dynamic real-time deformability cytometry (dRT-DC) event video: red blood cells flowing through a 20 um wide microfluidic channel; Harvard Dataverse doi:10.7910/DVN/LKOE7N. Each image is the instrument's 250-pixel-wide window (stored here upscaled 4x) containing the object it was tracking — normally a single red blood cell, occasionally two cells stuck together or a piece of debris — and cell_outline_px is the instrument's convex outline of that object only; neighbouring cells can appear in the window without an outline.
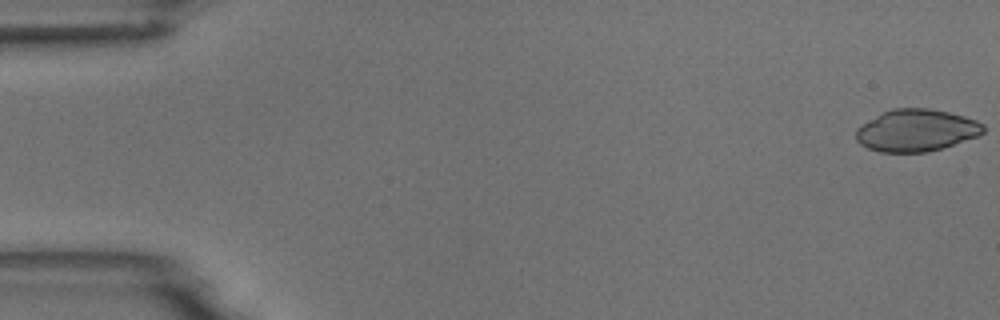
{"species": "common noctule bat (a hibernating species)", "species_latin": "Nyctalus noctula", "temperature_condition": "room temperature", "stored_images_in_passage": 5, "camera_frame_rate_fps": 3000, "um_per_image_px": 0.085, "animal": {"sex": "male", "body_mass_g": 18.8}, "frame": {"image": 1, "passage_image": 1, "time_ms": 0.0, "image_size_px": [1000, 320], "cell_outline_px": [[984, 132], [980, 136], [928, 152], [880, 152], [868, 148], [860, 144], [856, 140], [856, 128], [884, 112], [892, 108], [928, 108], [948, 112], [964, 116], [976, 120], [984, 124]], "centroid_in_image_um": [77.91, 11.09], "position_along_channel_um": 7.1, "area_um2": 31.15}}